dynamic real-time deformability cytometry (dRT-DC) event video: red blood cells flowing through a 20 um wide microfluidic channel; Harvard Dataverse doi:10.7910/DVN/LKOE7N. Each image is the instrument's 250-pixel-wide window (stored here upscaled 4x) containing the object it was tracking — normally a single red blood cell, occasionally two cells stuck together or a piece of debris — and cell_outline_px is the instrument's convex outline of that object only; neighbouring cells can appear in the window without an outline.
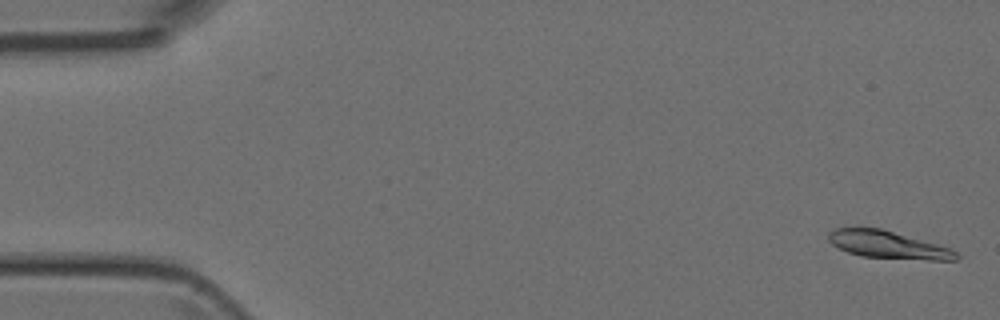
{"species": "Egyptian fruit bat (a non-hibernating species)", "species_latin": "Rousettus aegyptiacus", "temperature_condition": "room temperature", "stored_images_in_passage": 6, "camera_frame_rate_fps": 3000, "um_per_image_px": 0.085, "animal": {"sex": "female"}, "frame": {"image": 1, "passage_image": 1, "time_ms": 0.0, "image_size_px": [1000, 320], "cell_outline_px": [[960, 256], [956, 260], [928, 260], [860, 256], [848, 252], [832, 244], [828, 240], [828, 236], [836, 228], [880, 228], [952, 248]], "centroid_in_image_um": [75.53, 20.82], "position_along_channel_um": 9.5, "area_um2": 20.23}}
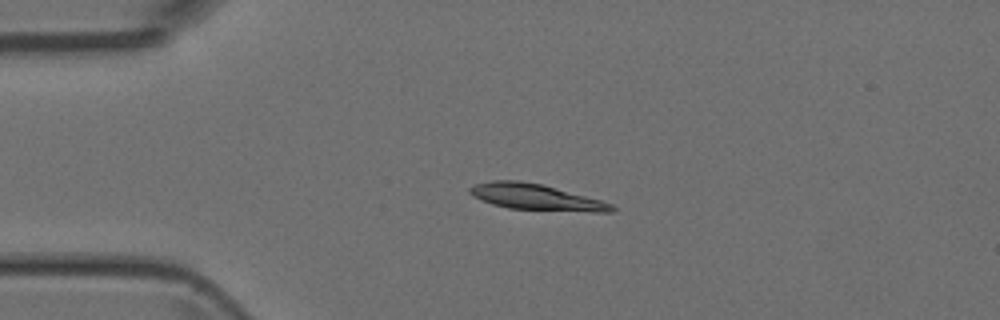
{"frame": {"image": 2, "passage_image": 4, "time_ms": 3.333, "image_size_px": [1000, 320], "cell_outline_px": [[616, 208], [612, 212], [592, 212], [508, 208], [492, 204], [472, 196], [468, 192], [468, 188], [476, 184], [492, 180], [520, 180], [540, 184], [600, 200], [612, 204]], "centroid_in_image_um": [45.51, 16.75], "position_along_channel_um": 39.5, "area_um2": 21.27}}
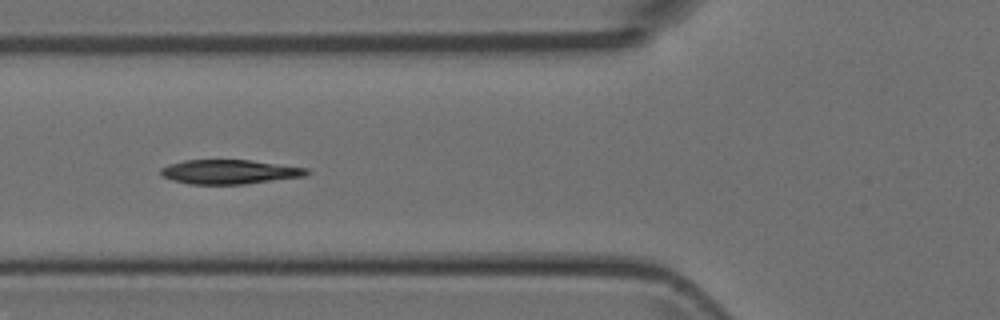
{"frame": {"image": 3, "passage_image": 6, "time_ms": 5.667, "image_size_px": [1000, 320], "cell_outline_px": [[312, 172], [304, 176], [244, 184], [188, 184], [172, 180], [160, 176], [160, 168], [168, 164], [184, 160], [252, 160], [308, 168]], "centroid_in_image_um": [19.48, 14.6], "position_along_channel_um": 106.3, "area_um2": 20.81}}